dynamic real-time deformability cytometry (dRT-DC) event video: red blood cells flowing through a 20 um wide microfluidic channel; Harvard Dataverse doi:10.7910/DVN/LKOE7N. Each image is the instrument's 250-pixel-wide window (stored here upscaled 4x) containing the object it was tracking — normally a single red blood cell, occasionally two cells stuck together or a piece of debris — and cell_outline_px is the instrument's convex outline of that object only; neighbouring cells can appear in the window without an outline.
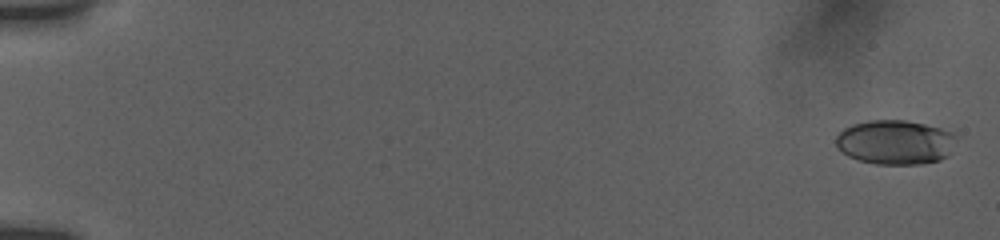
{"species": "human", "species_latin": "Homo sapiens", "temperature_condition": "room temperature", "stored_images_in_passage": 10, "camera_frame_rate_fps": 3000, "um_per_image_px": 0.085, "donor": {"sex": "female"}, "frame": {"image": 1, "passage_image": 1, "time_ms": 0.0, "image_size_px": [1000, 240], "cell_outline_px": [[956, 136], [948, 156], [940, 160], [920, 164], [876, 164], [860, 160], [848, 156], [836, 144], [836, 136], [844, 128], [852, 124], [868, 120], [904, 120], [924, 124], [940, 128], [952, 132]], "centroid_in_image_um": [76.09, 12.08], "position_along_channel_um": 8.9, "area_um2": 30.98}}
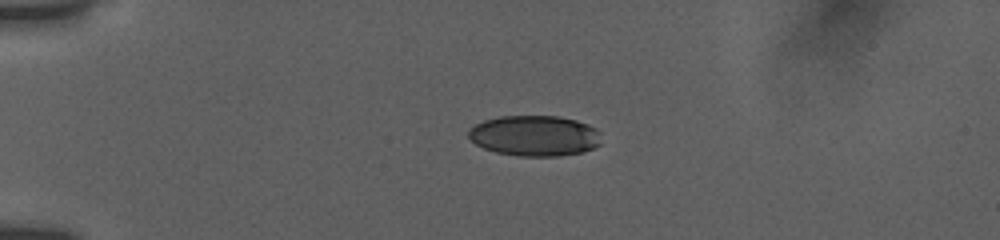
{"frame": {"image": 2, "passage_image": 7, "time_ms": 4.333, "image_size_px": [1000, 240], "cell_outline_px": [[600, 144], [584, 152], [560, 156], [516, 156], [496, 152], [484, 148], [476, 144], [468, 136], [468, 132], [476, 124], [484, 120], [500, 116], [560, 116], [576, 120], [588, 124], [596, 128], [600, 132]], "centroid_in_image_um": [45.47, 11.54], "position_along_channel_um": 39.5, "area_um2": 31.56}}
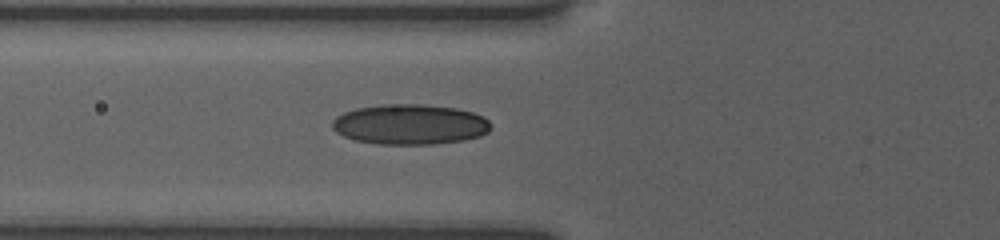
{"frame": {"image": 3, "passage_image": 10, "time_ms": 7.0, "image_size_px": [1000, 240], "cell_outline_px": [[492, 128], [488, 132], [480, 136], [464, 140], [432, 144], [376, 144], [356, 140], [344, 136], [336, 132], [332, 128], [332, 120], [336, 116], [344, 112], [356, 108], [384, 104], [420, 104], [456, 108], [472, 112], [484, 116], [492, 124]], "centroid_in_image_um": [34.86, 10.57], "position_along_channel_um": 90.9, "area_um2": 37.4}}